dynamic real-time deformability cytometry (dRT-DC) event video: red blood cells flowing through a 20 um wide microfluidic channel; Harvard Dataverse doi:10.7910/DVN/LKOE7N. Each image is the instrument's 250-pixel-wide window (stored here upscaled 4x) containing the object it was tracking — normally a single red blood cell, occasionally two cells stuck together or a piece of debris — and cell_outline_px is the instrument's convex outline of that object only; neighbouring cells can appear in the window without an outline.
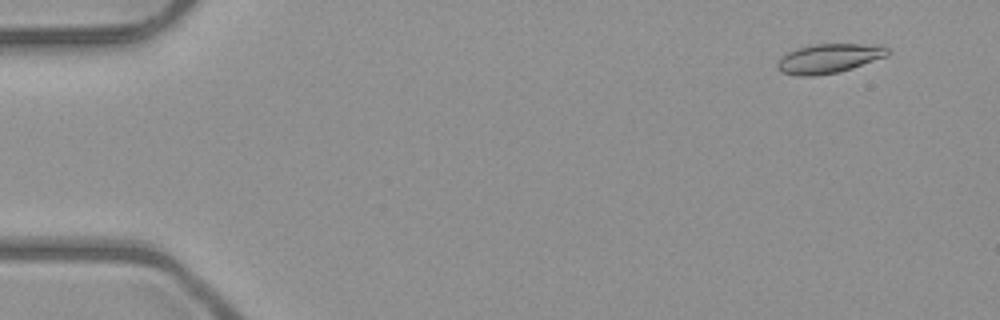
{"species": "common noctule bat (a hibernating species)", "species_latin": "Nyctalus noctula", "temperature_condition": "room temperature", "stored_images_in_passage": 6, "camera_frame_rate_fps": 3000, "um_per_image_px": 0.085, "animal": {"sex": "male", "body_mass_g": 23.1, "forearm_length_mm": 52.7}, "frame": {"image": 1, "passage_image": 2, "time_ms": 1.0, "image_size_px": [1000, 320], "cell_outline_px": [[892, 52], [888, 56], [840, 72], [816, 76], [796, 76], [780, 72], [776, 68], [776, 64], [788, 52], [812, 44], [860, 44], [888, 48]], "centroid_in_image_um": [70.45, 4.99], "position_along_channel_um": 14.6, "area_um2": 18.79}}
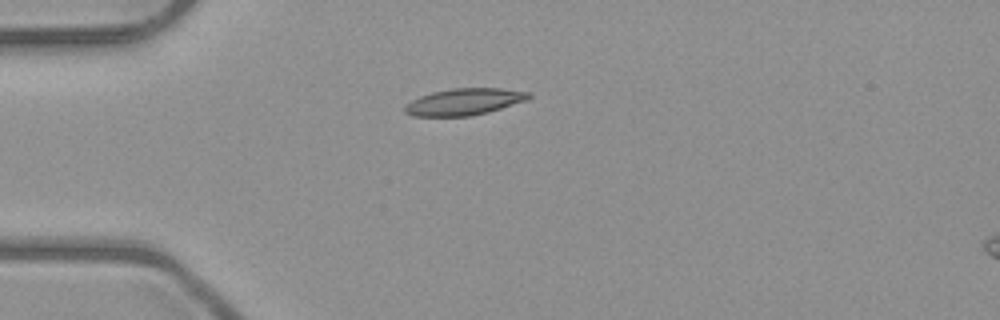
{"frame": {"image": 2, "passage_image": 5, "time_ms": 4.333, "image_size_px": [1000, 320], "cell_outline_px": [[532, 96], [528, 100], [488, 112], [468, 116], [412, 116], [404, 112], [404, 108], [412, 100], [420, 96], [432, 92], [452, 88], [500, 88], [532, 92]], "centroid_in_image_um": [39.5, 8.64], "position_along_channel_um": 45.5, "area_um2": 19.31}}
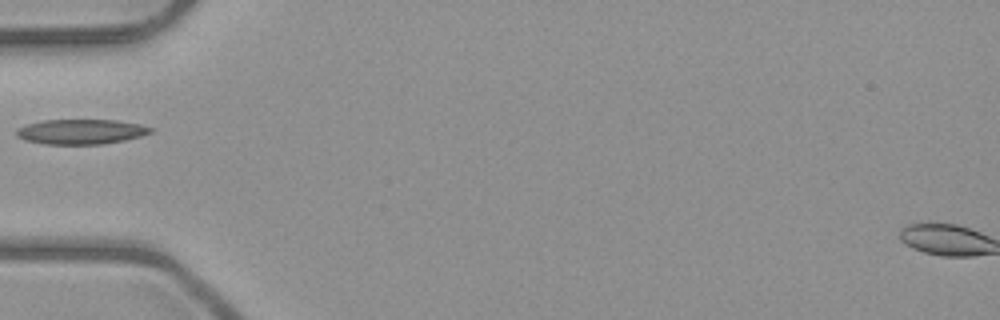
{"frame": {"image": 3, "passage_image": 6, "time_ms": 5.667, "image_size_px": [1000, 320], "cell_outline_px": [[152, 132], [140, 136], [124, 140], [100, 144], [44, 144], [24, 140], [16, 136], [16, 128], [28, 124], [44, 120], [116, 120], [140, 124], [152, 128]], "centroid_in_image_um": [6.85, 11.19], "position_along_channel_um": 78.2, "area_um2": 19.42}}